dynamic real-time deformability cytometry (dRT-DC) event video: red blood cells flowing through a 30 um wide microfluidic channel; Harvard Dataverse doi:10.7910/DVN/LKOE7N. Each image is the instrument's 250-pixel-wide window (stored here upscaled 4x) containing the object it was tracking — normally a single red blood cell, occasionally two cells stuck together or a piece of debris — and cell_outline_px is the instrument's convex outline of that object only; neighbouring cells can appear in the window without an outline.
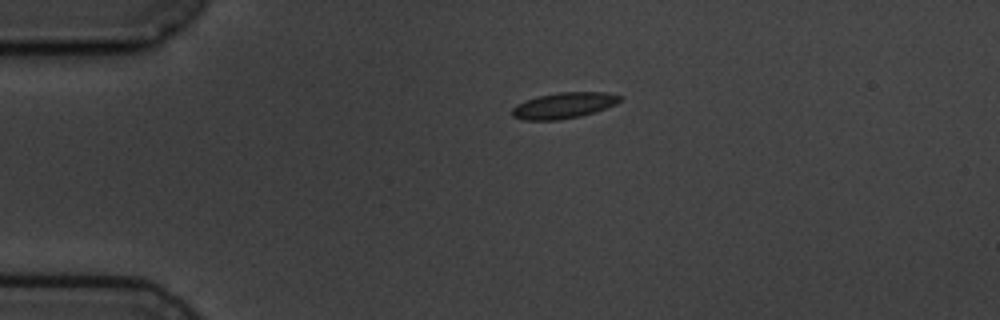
{"species": "common noctule bat (a hibernating species)", "species_latin": "Nyctalus noctula", "temperature_condition": "cold", "stored_images_in_passage": 6, "camera_frame_rate_fps": 3000, "um_per_image_px": 0.085, "animal": {"sex": "male", "body_mass_g": 19.5, "forearm_length_mm": 54.6}, "frame": {"image": 1, "passage_image": 1, "time_ms": 0.0, "image_size_px": [1000, 320], "cell_outline_px": [[624, 96], [616, 104], [580, 116], [560, 120], [524, 120], [512, 116], [512, 108], [516, 104], [524, 100], [536, 96], [560, 92], [608, 92]], "centroid_in_image_um": [47.9, 8.95], "position_along_channel_um": 37.1, "area_um2": 16.36}}
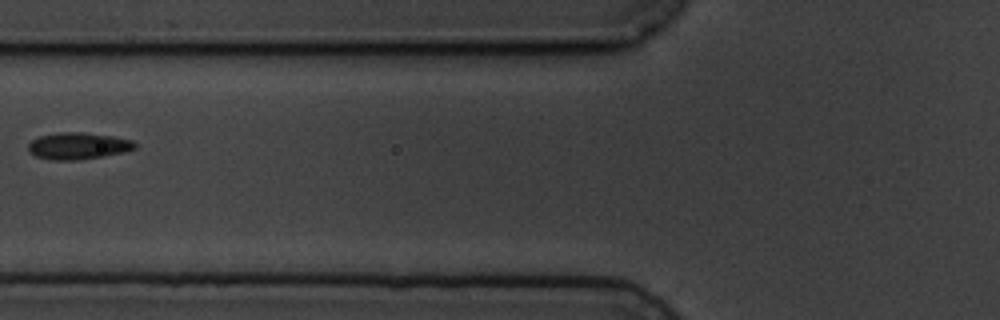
{"frame": {"image": 2, "passage_image": 3, "time_ms": 3.333, "image_size_px": [1000, 320], "cell_outline_px": [[136, 148], [124, 152], [104, 156], [76, 160], [52, 160], [36, 156], [28, 152], [28, 144], [32, 140], [40, 136], [60, 132], [84, 132], [112, 136], [132, 140], [136, 144]], "centroid_in_image_um": [6.63, 12.4], "position_along_channel_um": 119.2, "area_um2": 16.65}}
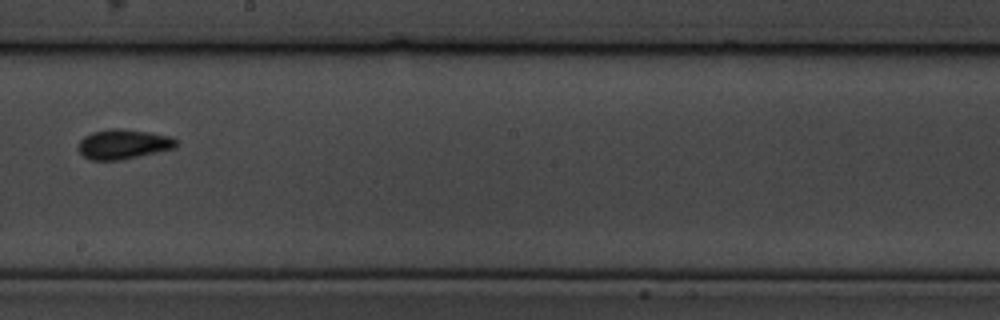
{"frame": {"image": 3, "passage_image": 6, "time_ms": 6.667, "image_size_px": [1000, 320], "cell_outline_px": [[180, 140], [176, 148], [120, 160], [92, 160], [84, 156], [76, 148], [80, 140], [84, 136], [92, 132], [112, 128], [120, 128], [152, 132], [172, 136]], "centroid_in_image_um": [10.52, 12.24], "position_along_channel_um": 237.7, "area_um2": 17.28}}